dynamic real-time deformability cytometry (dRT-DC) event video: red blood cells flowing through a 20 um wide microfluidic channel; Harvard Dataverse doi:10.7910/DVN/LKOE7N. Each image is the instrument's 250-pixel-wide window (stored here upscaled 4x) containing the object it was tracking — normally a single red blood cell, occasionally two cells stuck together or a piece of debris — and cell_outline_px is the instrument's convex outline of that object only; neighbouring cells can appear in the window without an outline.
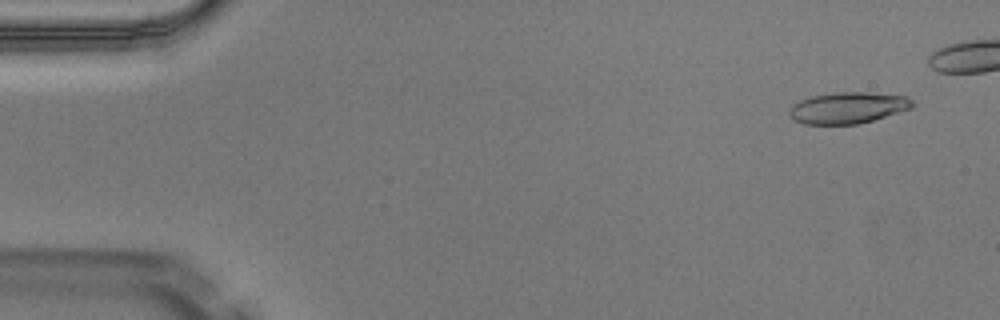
{"species": "Egyptian fruit bat (a non-hibernating species)", "species_latin": "Rousettus aegyptiacus", "temperature_condition": "warm", "stored_images_in_passage": 10, "camera_frame_rate_fps": 3000, "um_per_image_px": 0.085, "animal": {"sex": "male"}, "frame": {"image": 1, "passage_image": 1, "time_ms": 0.0, "image_size_px": [1000, 320], "cell_outline_px": [[916, 104], [912, 108], [860, 124], [804, 124], [792, 120], [788, 112], [792, 104], [800, 100], [812, 96], [832, 92], [868, 92], [908, 96]], "centroid_in_image_um": [72.07, 9.16], "position_along_channel_um": 12.9, "area_um2": 22.77}}
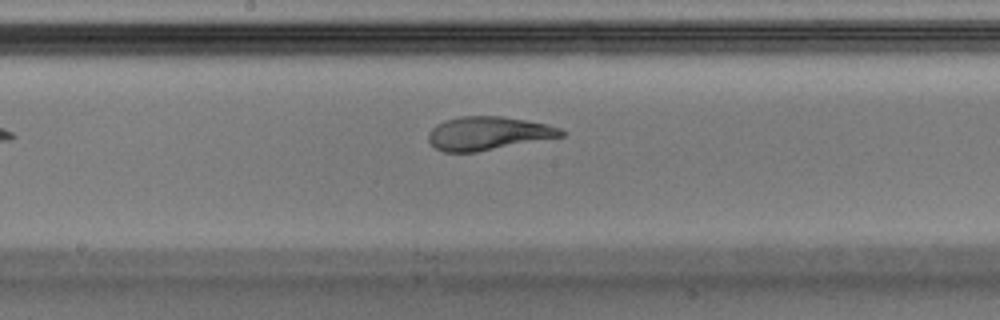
{"frame": {"image": 2, "passage_image": 10, "time_ms": 3.0, "image_size_px": [1000, 320], "cell_outline_px": [[564, 136], [476, 152], [444, 152], [436, 148], [428, 140], [428, 132], [436, 124], [444, 120], [460, 116], [504, 116], [544, 124], [560, 128], [564, 132]], "centroid_in_image_um": [41.44, 11.33], "position_along_channel_um": 206.8, "area_um2": 25.72}}